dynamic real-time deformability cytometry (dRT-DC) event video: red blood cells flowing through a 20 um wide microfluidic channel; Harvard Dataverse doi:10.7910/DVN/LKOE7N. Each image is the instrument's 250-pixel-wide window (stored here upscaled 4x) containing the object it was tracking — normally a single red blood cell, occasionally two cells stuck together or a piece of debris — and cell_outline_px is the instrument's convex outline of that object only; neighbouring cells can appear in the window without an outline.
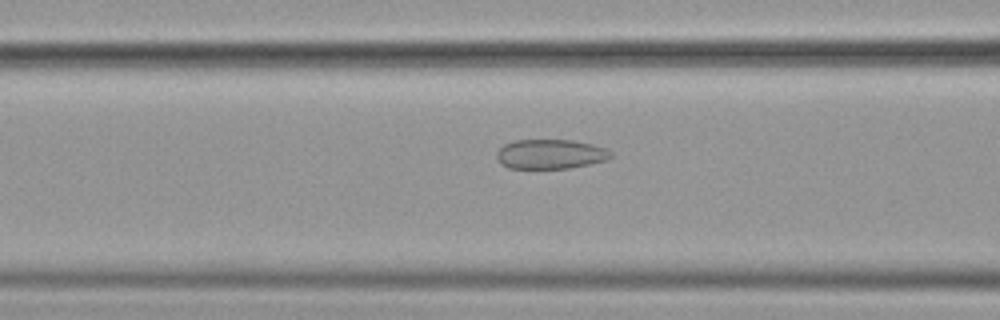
{"species": "common noctule bat (a hibernating species)", "species_latin": "Nyctalus noctula", "temperature_condition": "cold", "stored_images_in_passage": 10, "camera_frame_rate_fps": 3000, "um_per_image_px": 0.085, "animal": {"sex": "female", "body_mass_g": 19.9}, "frame": {"image": 1, "passage_image": 9, "time_ms": 2.667, "image_size_px": [1000, 320], "cell_outline_px": [[612, 156], [608, 160], [568, 168], [508, 168], [500, 164], [496, 160], [496, 152], [504, 144], [516, 140], [572, 140], [592, 144], [604, 148], [612, 152]], "centroid_in_image_um": [46.75, 13.1], "position_along_channel_um": 119.8, "area_um2": 19.71}}